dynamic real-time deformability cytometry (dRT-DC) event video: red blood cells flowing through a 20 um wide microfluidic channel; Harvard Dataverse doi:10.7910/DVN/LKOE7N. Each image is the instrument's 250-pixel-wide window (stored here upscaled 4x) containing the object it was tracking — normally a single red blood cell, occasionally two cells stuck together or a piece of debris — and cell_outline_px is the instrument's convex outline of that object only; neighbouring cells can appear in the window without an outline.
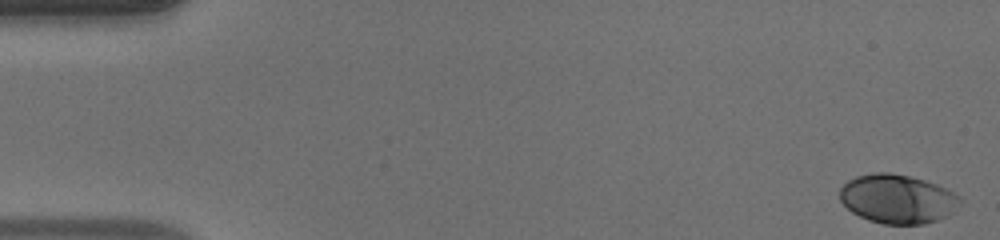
{"species": "human", "species_latin": "Homo sapiens", "temperature_condition": "warm", "stored_images_in_passage": 49, "camera_frame_rate_fps": 3000, "um_per_image_px": 0.085, "donor": {"sex": "male"}, "frame": {"image": 1, "passage_image": 1, "time_ms": 0.0, "image_size_px": [1000, 240], "cell_outline_px": [[960, 200], [948, 216], [924, 224], [884, 224], [868, 220], [852, 212], [840, 200], [840, 188], [848, 180], [856, 176], [872, 172], [888, 172], [908, 176], [924, 180], [936, 184], [960, 196]], "centroid_in_image_um": [76.25, 16.9], "position_along_channel_um": 8.8, "area_um2": 34.04}}
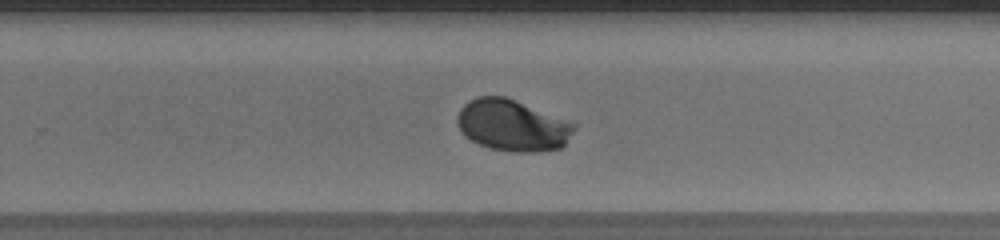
{"frame": {"image": 2, "passage_image": 32, "time_ms": 10.333, "image_size_px": [1000, 240], "cell_outline_px": [[576, 128], [564, 144], [560, 148], [540, 152], [512, 152], [492, 148], [480, 144], [464, 136], [460, 132], [456, 120], [456, 116], [460, 108], [464, 104], [480, 96], [504, 96], [576, 124]], "centroid_in_image_um": [43.52, 10.67], "position_along_channel_um": 286.3, "area_um2": 34.74}}
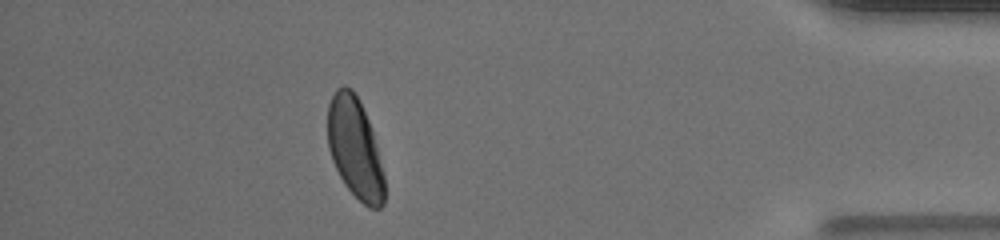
{"frame": {"image": 3, "passage_image": 44, "time_ms": 14.333, "image_size_px": [1000, 240], "cell_outline_px": [[384, 204], [380, 208], [368, 208], [344, 184], [332, 160], [328, 148], [328, 104], [336, 88], [344, 84], [352, 88], [368, 120], [372, 132], [384, 176]], "centroid_in_image_um": [30.15, 12.59], "position_along_channel_um": 405.1, "area_um2": 32.83}, "authors_computed_cell_mechanics": {"area_um2": 34.102, "velocity_mm_per_s": 4.1224, "shape_relaxation_time_tau1_ms": 2.5989, "shape_relaxation_time_tau2_ms": null, "deformation_change_tau1": 0.1435, "deformation_change_tau2": null}}